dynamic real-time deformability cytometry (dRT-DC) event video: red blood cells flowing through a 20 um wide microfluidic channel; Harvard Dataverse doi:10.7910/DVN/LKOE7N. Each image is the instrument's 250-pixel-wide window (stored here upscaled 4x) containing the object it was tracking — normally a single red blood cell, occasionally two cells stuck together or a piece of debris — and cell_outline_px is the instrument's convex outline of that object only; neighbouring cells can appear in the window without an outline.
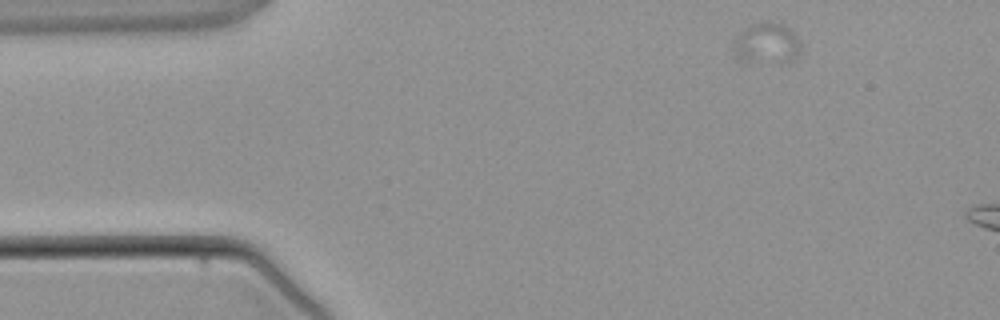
{"species": "common noctule bat (a hibernating species)", "species_latin": "Nyctalus noctula", "temperature_condition": "warm", "stored_images_in_passage": 2, "camera_frame_rate_fps": 3000, "um_per_image_px": 0.085, "animal": {"sex": "male", "body_mass_g": 21.5, "forearm_length_mm": 52.0}, "frame": {"image": 1, "passage_image": 1, "time_ms": 0.0, "image_size_px": [1000, 320], "cell_outline_px": [[800, 52], [788, 64], [740, 64], [736, 56], [732, 44], [736, 36], [744, 28], [752, 24], [768, 20], [784, 24], [800, 40]], "centroid_in_image_um": [65.13, 3.76], "position_along_channel_um": 19.9, "area_um2": 17.11}}